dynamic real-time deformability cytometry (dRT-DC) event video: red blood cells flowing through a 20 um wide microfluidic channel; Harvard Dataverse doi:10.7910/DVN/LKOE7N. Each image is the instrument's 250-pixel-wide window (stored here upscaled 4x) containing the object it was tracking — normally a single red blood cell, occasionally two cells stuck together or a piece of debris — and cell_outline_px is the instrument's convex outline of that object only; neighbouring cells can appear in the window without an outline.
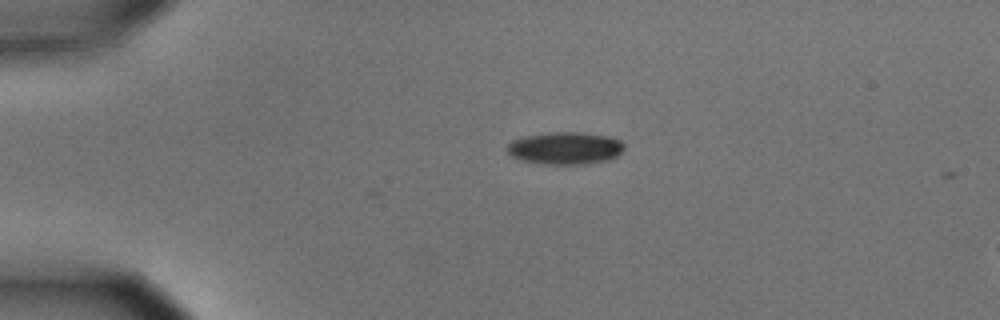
{"species": "common noctule bat (a hibernating species)", "species_latin": "Nyctalus noctula", "temperature_condition": "cold", "stored_images_in_passage": 2, "camera_frame_rate_fps": 3000, "um_per_image_px": 0.085, "animal": {"sex": "male", "body_mass_g": 15.6}, "frame": {"image": 1, "passage_image": 1, "time_ms": 0.0, "image_size_px": [1000, 320], "cell_outline_px": [[624, 148], [616, 156], [608, 160], [584, 164], [540, 164], [520, 160], [512, 156], [508, 152], [508, 144], [512, 140], [528, 136], [556, 132], [576, 132], [608, 136], [620, 140], [624, 144]], "centroid_in_image_um": [48.05, 12.61], "position_along_channel_um": 37.0, "area_um2": 21.85}}